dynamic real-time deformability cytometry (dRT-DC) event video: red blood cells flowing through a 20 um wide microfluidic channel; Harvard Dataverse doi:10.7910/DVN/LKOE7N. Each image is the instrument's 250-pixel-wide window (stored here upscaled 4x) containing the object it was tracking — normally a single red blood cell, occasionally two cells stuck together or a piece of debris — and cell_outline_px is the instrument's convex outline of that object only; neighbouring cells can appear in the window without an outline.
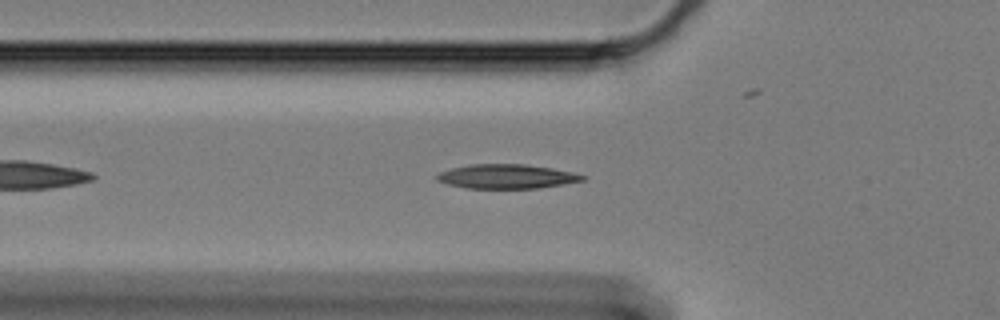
{"species": "Egyptian fruit bat (a non-hibernating species)", "species_latin": "Rousettus aegyptiacus", "temperature_condition": "cold", "stored_images_in_passage": 48, "camera_frame_rate_fps": 3000, "um_per_image_px": 0.085, "animal": {"sex": "female"}, "frame": {"image": 1, "passage_image": 8, "time_ms": 2.333, "image_size_px": [1000, 320], "cell_outline_px": [[588, 176], [584, 180], [540, 188], [468, 188], [448, 184], [436, 180], [436, 176], [440, 172], [452, 168], [472, 164], [524, 164], [552, 168], [572, 172]], "centroid_in_image_um": [43.08, 14.99], "position_along_channel_um": 82.7, "area_um2": 20.46}}
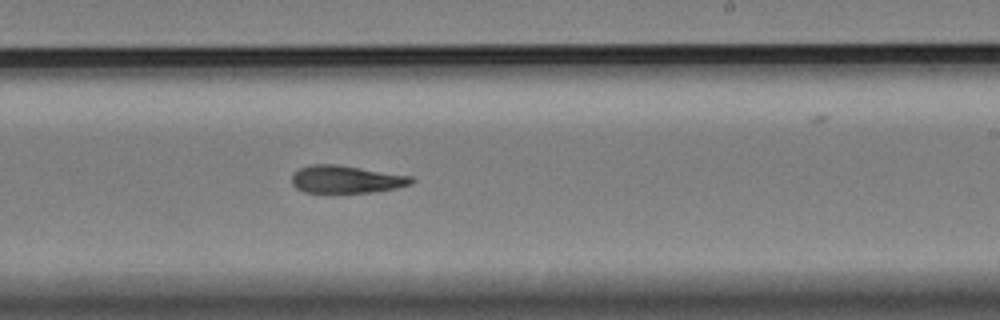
{"frame": {"image": 2, "passage_image": 24, "time_ms": 7.667, "image_size_px": [1000, 320], "cell_outline_px": [[416, 180], [412, 184], [396, 188], [372, 192], [304, 192], [296, 188], [292, 184], [292, 172], [300, 168], [312, 164], [336, 164], [412, 176]], "centroid_in_image_um": [29.42, 15.24], "position_along_channel_um": 259.6, "area_um2": 19.25}}
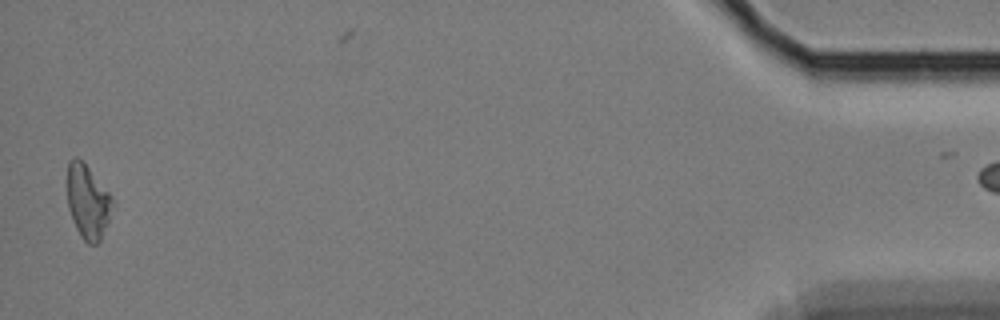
{"frame": {"image": 3, "passage_image": 47, "time_ms": 15.333, "image_size_px": [1000, 320], "cell_outline_px": [[112, 204], [108, 220], [100, 240], [96, 244], [88, 244], [80, 236], [72, 220], [68, 208], [68, 160], [76, 156], [84, 160], [112, 196]], "centroid_in_image_um": [7.44, 17.09], "position_along_channel_um": 427.8, "area_um2": 19.48}}